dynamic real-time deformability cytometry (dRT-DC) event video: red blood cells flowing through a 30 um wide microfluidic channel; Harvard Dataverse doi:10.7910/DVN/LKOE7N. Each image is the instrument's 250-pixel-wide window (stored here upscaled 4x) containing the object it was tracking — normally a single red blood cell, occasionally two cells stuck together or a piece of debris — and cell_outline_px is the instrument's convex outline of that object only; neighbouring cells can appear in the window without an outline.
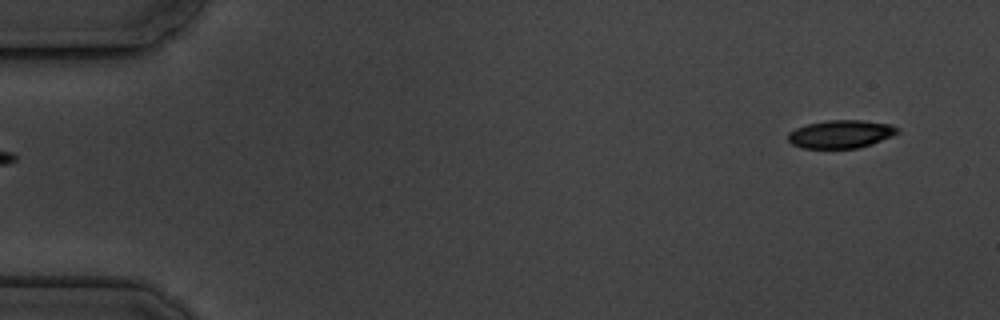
{"species": "common noctule bat (a hibernating species)", "species_latin": "Nyctalus noctula", "temperature_condition": "cold", "stored_images_in_passage": 2, "camera_frame_rate_fps": 3000, "um_per_image_px": 0.085, "animal": {"sex": "male", "body_mass_g": 19.5, "forearm_length_mm": 54.6}, "frame": {"image": 1, "passage_image": 2, "time_ms": 1.333, "image_size_px": [1000, 320], "cell_outline_px": [[900, 132], [892, 136], [872, 144], [856, 148], [804, 148], [792, 144], [788, 140], [788, 132], [796, 128], [808, 124], [828, 120], [860, 120], [892, 124], [900, 128]], "centroid_in_image_um": [71.5, 11.39], "position_along_channel_um": 13.5, "area_um2": 17.92}}